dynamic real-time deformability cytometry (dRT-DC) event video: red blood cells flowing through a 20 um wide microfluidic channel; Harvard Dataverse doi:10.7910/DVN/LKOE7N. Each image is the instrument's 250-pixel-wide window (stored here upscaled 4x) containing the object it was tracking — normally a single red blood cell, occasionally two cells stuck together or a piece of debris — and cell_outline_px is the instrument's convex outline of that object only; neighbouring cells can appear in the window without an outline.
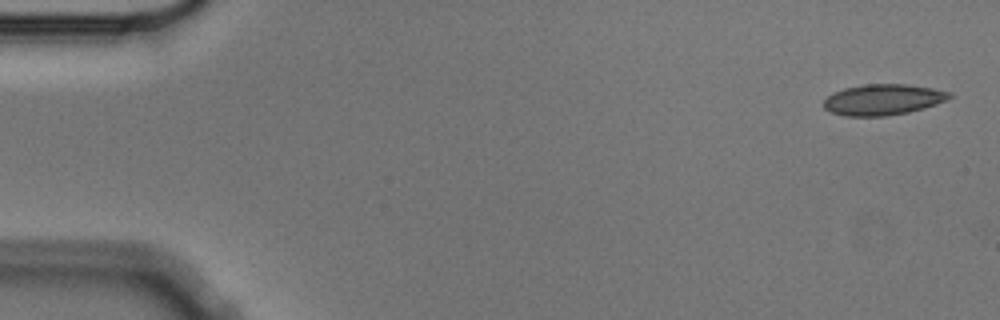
{"species": "Egyptian fruit bat (a non-hibernating species)", "species_latin": "Rousettus aegyptiacus", "temperature_condition": "cold", "stored_images_in_passage": 5, "camera_frame_rate_fps": 3000, "um_per_image_px": 0.085, "animal": {"sex": "male"}, "frame": {"image": 1, "passage_image": 1, "time_ms": 0.0, "image_size_px": [1000, 320], "cell_outline_px": [[956, 96], [948, 100], [924, 108], [908, 112], [888, 116], [844, 116], [832, 112], [824, 108], [824, 100], [832, 92], [844, 88], [864, 84], [908, 84], [932, 88], [952, 92]], "centroid_in_image_um": [75.1, 8.46], "position_along_channel_um": 9.9, "area_um2": 22.89}}